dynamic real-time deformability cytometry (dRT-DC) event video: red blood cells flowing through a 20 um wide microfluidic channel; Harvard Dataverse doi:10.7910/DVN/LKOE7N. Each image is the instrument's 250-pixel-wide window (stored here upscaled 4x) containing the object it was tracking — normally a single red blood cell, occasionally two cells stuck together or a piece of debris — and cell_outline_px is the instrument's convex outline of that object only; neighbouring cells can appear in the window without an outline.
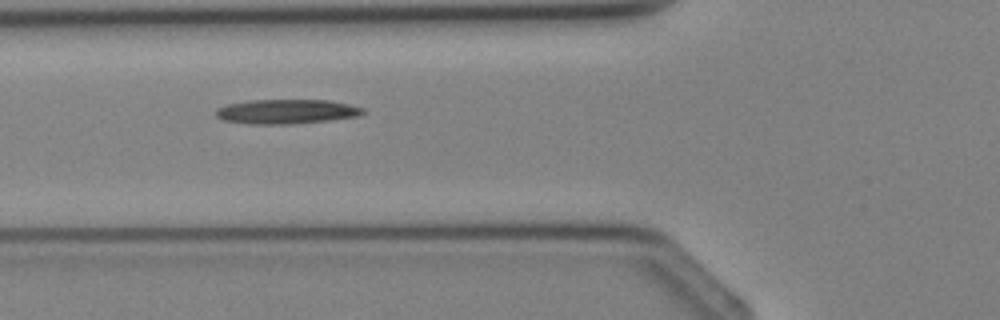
{"species": "Egyptian fruit bat (a non-hibernating species)", "species_latin": "Rousettus aegyptiacus", "temperature_condition": "cold", "stored_images_in_passage": 3, "camera_frame_rate_fps": 3000, "um_per_image_px": 0.085, "animal": {"sex": "female"}, "frame": {"image": 1, "passage_image": 2, "time_ms": 1.333, "image_size_px": [1000, 320], "cell_outline_px": [[364, 112], [356, 116], [328, 120], [292, 124], [248, 124], [224, 120], [216, 116], [216, 108], [228, 104], [248, 100], [328, 100], [348, 104], [364, 108]], "centroid_in_image_um": [24.31, 9.48], "position_along_channel_um": 101.5, "area_um2": 20.87}}
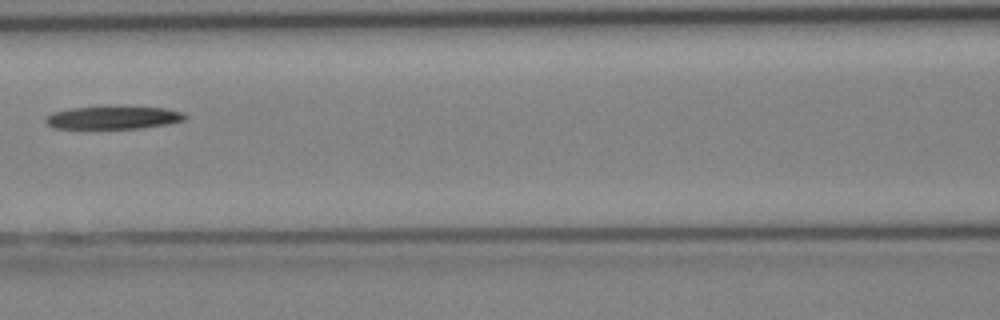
{"frame": {"image": 2, "passage_image": 3, "time_ms": 2.333, "image_size_px": [1000, 320], "cell_outline_px": [[188, 116], [184, 120], [168, 124], [144, 128], [52, 128], [44, 120], [52, 112], [68, 108], [164, 108], [184, 112]], "centroid_in_image_um": [9.64, 10.02], "position_along_channel_um": 157.0, "area_um2": 18.09}}